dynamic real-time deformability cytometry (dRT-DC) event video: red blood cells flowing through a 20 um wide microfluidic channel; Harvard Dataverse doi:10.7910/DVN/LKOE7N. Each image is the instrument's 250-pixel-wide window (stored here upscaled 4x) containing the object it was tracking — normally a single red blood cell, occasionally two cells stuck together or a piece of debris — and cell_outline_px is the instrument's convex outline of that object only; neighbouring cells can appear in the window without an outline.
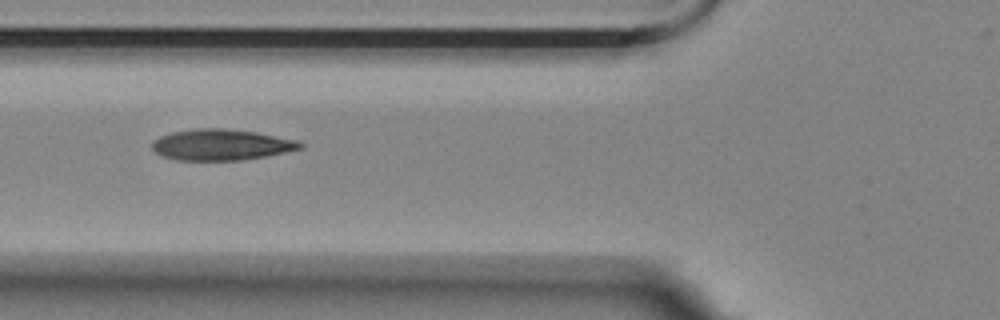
{"species": "Egyptian fruit bat (a non-hibernating species)", "species_latin": "Rousettus aegyptiacus", "temperature_condition": "room temperature", "stored_images_in_passage": 12, "segment_of_instrument_passage": [1, 2], "camera_frame_rate_fps": 3000, "um_per_image_px": 0.085, "animal": {"sex": "female"}, "frame": {"image": 1, "passage_image": 2, "time_ms": 1.0, "image_size_px": [1000, 320], "cell_outline_px": [[304, 148], [264, 156], [240, 160], [176, 160], [164, 156], [156, 152], [152, 148], [152, 140], [160, 136], [172, 132], [196, 128], [224, 128], [256, 132], [296, 140], [304, 144]], "centroid_in_image_um": [18.79, 12.29], "position_along_channel_um": 107.0, "area_um2": 26.65}}
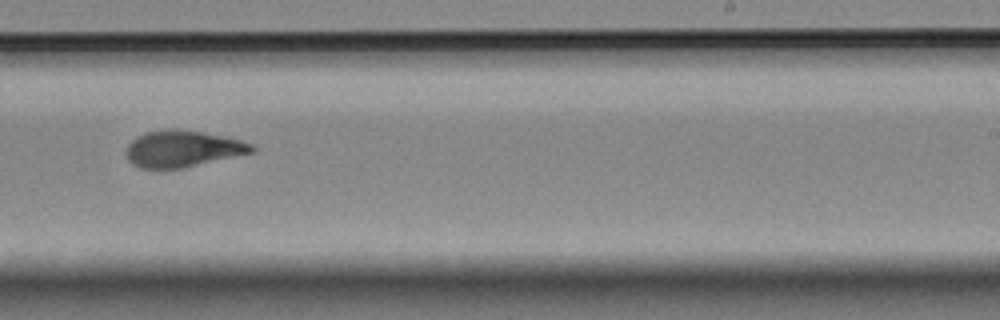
{"frame": {"image": 2, "passage_image": 6, "time_ms": 5.667, "image_size_px": [1000, 320], "cell_outline_px": [[256, 152], [184, 168], [140, 168], [132, 164], [128, 160], [128, 144], [132, 140], [144, 132], [172, 128], [204, 132], [224, 136], [240, 140], [252, 144], [256, 148]], "centroid_in_image_um": [15.57, 12.64], "position_along_channel_um": 273.4, "area_um2": 26.82}}
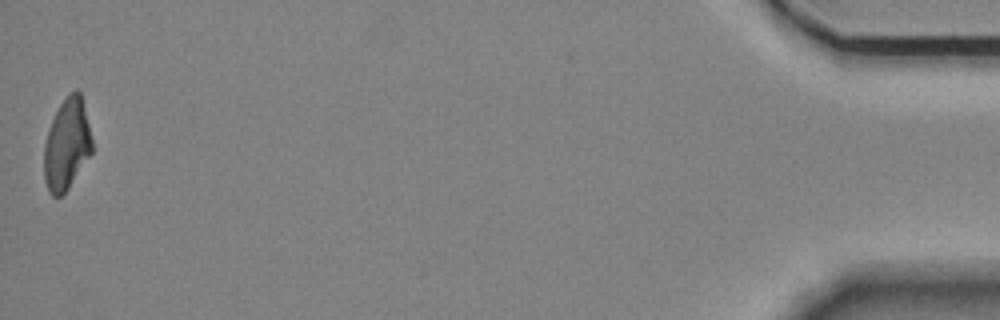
{"frame": {"image": 3, "passage_image": 11, "time_ms": 12.667, "image_size_px": [1000, 320], "cell_outline_px": [[92, 152], [68, 188], [60, 196], [52, 196], [48, 192], [44, 180], [44, 144], [52, 120], [60, 104], [76, 88], [80, 92], [92, 140]], "centroid_in_image_um": [5.66, 12.31], "position_along_channel_um": 429.5, "area_um2": 25.03}}